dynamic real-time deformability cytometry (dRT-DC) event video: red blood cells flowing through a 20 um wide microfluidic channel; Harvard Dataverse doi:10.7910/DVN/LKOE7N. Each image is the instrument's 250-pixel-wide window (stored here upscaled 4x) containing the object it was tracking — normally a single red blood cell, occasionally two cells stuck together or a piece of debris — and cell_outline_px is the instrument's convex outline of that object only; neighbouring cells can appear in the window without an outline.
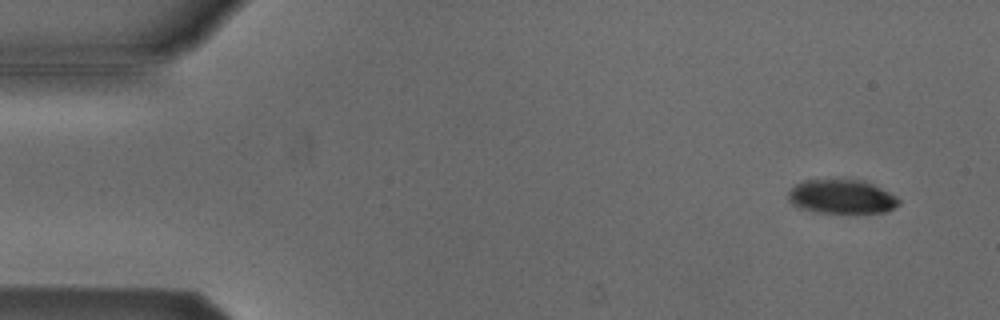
{"species": "Egyptian fruit bat (a non-hibernating species)", "species_latin": "Rousettus aegyptiacus", "temperature_condition": "cold", "stored_images_in_passage": 7, "camera_frame_rate_fps": 3000, "um_per_image_px": 0.085, "animal": {"sex": "male"}, "frame": {"image": 1, "passage_image": 2, "time_ms": 0.333, "image_size_px": [1000, 320], "cell_outline_px": [[900, 204], [884, 212], [820, 212], [800, 208], [792, 204], [788, 200], [788, 192], [796, 184], [804, 180], [864, 180], [896, 196], [900, 200]], "centroid_in_image_um": [71.52, 16.71], "position_along_channel_um": 13.5, "area_um2": 21.56}}
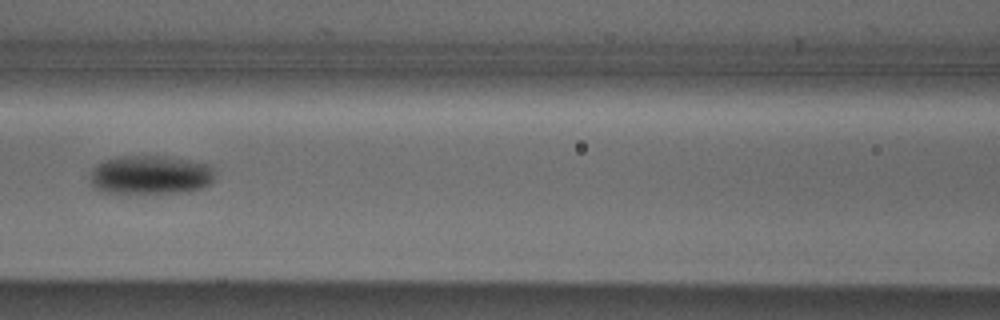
{"frame": {"image": 2, "passage_image": 7, "time_ms": 2.0, "image_size_px": [1000, 320], "cell_outline_px": [[212, 180], [204, 188], [188, 192], [104, 192], [92, 188], [92, 168], [96, 164], [104, 160], [116, 156], [168, 156], [192, 160], [208, 164], [212, 168]], "centroid_in_image_um": [12.78, 14.85], "position_along_channel_um": 153.8, "area_um2": 28.21}}